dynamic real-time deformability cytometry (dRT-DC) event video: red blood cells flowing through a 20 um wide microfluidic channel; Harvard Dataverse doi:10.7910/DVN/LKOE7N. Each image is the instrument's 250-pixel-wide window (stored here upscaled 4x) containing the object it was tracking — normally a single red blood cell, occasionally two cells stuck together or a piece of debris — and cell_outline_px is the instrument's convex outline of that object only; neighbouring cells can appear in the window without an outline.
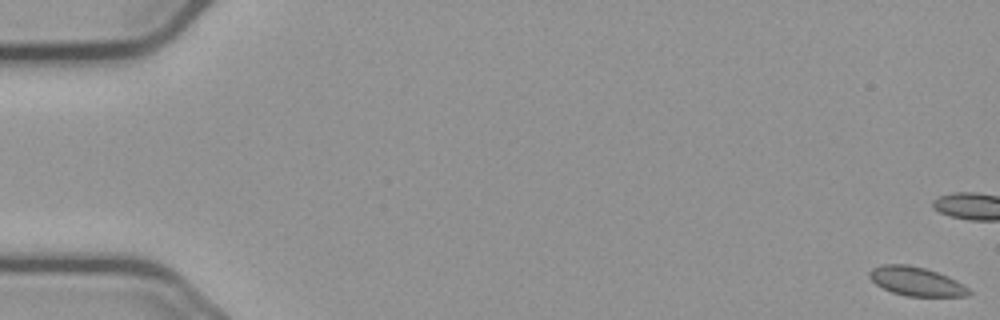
{"species": "common noctule bat (a hibernating species)", "species_latin": "Nyctalus noctula", "temperature_condition": "cold", "stored_images_in_passage": 58, "camera_frame_rate_fps": 3000, "um_per_image_px": 0.085, "animal": {"sex": "male", "body_mass_g": 23.1, "forearm_length_mm": 52.7}, "frame": {"image": 1, "passage_image": 1, "time_ms": 0.0, "image_size_px": [1000, 320], "cell_outline_px": [[972, 292], [968, 296], [904, 296], [892, 292], [876, 284], [868, 276], [868, 272], [872, 268], [884, 264], [908, 264], [924, 268], [948, 276], [964, 284]], "centroid_in_image_um": [77.88, 23.92], "position_along_channel_um": 7.1, "area_um2": 16.76}}
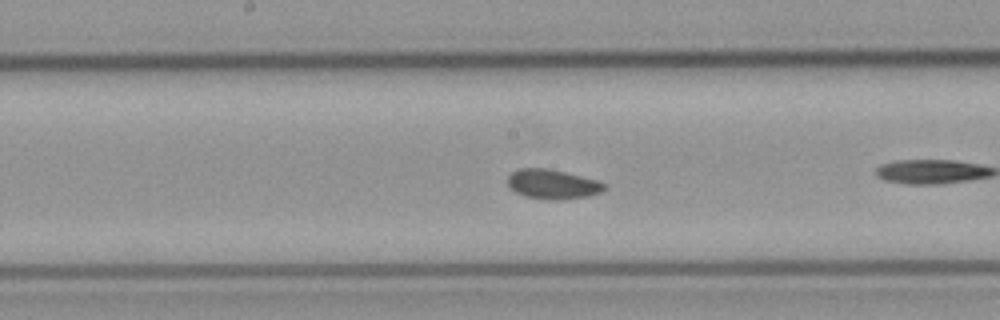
{"frame": {"image": 2, "passage_image": 30, "time_ms": 9.667, "image_size_px": [1000, 320], "cell_outline_px": [[608, 188], [600, 192], [588, 196], [556, 200], [524, 196], [508, 188], [508, 176], [512, 172], [520, 168], [548, 168], [600, 180], [608, 184]], "centroid_in_image_um": [47.01, 15.64], "position_along_channel_um": 201.2, "area_um2": 16.82}}
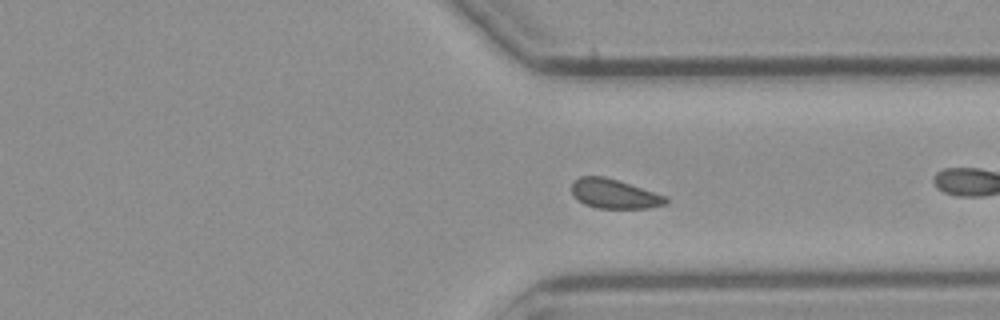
{"frame": {"image": 3, "passage_image": 43, "time_ms": 14.0, "image_size_px": [1000, 320], "cell_outline_px": [[668, 204], [648, 208], [596, 208], [584, 204], [572, 192], [572, 184], [580, 176], [604, 176], [668, 196]], "centroid_in_image_um": [52.27, 16.48], "position_along_channel_um": 359.1, "area_um2": 16.01}, "authors_computed_cell_mechanics": {"area_um2": 16.5597, "velocity_mm_per_s": 3.6452, "shape_relaxation_time_tau1_ms": null, "shape_relaxation_time_tau2_ms": 2.5713, "deformation_change_tau1": null, "deformation_change_tau2": 0.0562}}